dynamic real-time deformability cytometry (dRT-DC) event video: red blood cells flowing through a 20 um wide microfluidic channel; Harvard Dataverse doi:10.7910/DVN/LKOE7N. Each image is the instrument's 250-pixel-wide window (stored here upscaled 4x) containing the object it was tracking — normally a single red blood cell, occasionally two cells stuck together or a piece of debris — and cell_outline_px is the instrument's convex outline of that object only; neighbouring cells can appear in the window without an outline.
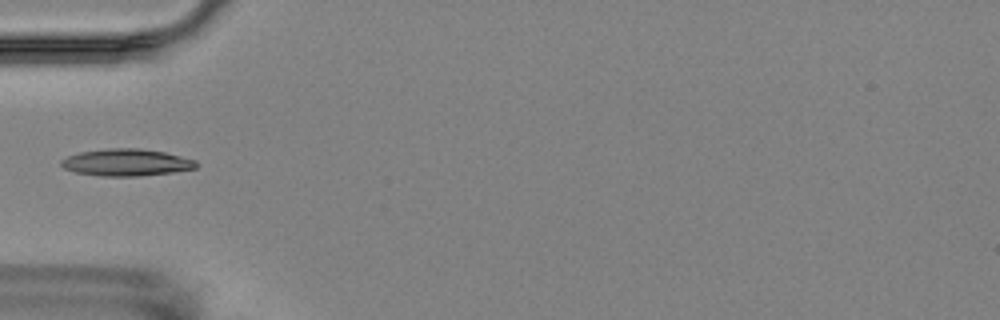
{"species": "Egyptian fruit bat (a non-hibernating species)", "species_latin": "Rousettus aegyptiacus", "temperature_condition": "room temperature", "stored_images_in_passage": 7, "camera_frame_rate_fps": 3000, "um_per_image_px": 0.085, "animal": {"sex": "female"}, "frame": {"image": 1, "passage_image": 3, "time_ms": 3.333, "image_size_px": [1000, 320], "cell_outline_px": [[200, 164], [196, 168], [172, 172], [140, 176], [100, 176], [76, 172], [64, 168], [60, 164], [60, 160], [68, 156], [80, 152], [108, 148], [140, 148], [164, 152], [196, 160]], "centroid_in_image_um": [10.75, 13.8], "position_along_channel_um": 74.2, "area_um2": 21.27}}
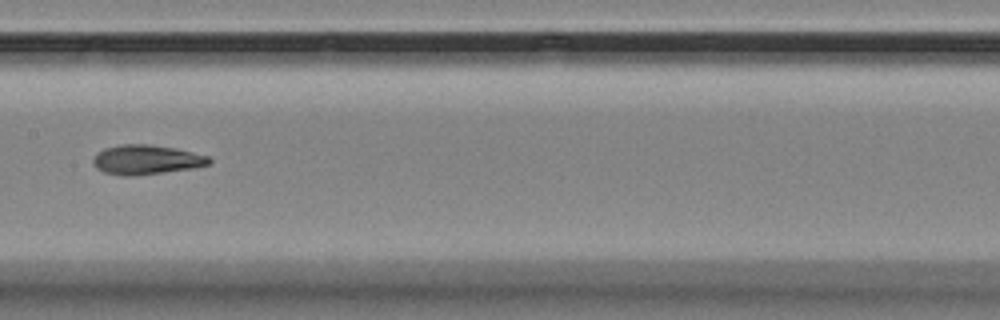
{"frame": {"image": 2, "passage_image": 6, "time_ms": 6.667, "image_size_px": [1000, 320], "cell_outline_px": [[212, 164], [196, 168], [132, 176], [120, 176], [104, 172], [96, 168], [92, 164], [92, 160], [96, 152], [104, 148], [124, 144], [148, 144], [176, 148], [208, 156], [212, 160]], "centroid_in_image_um": [12.43, 13.58], "position_along_channel_um": 195.0, "area_um2": 20.23}}
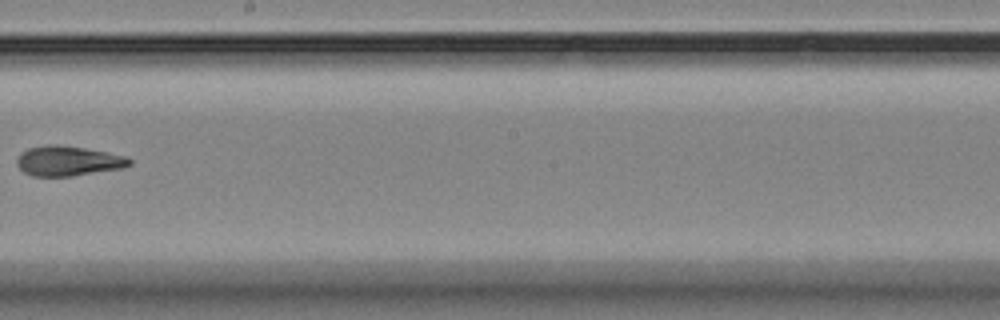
{"frame": {"image": 3, "passage_image": 7, "time_ms": 8.0, "image_size_px": [1000, 320], "cell_outline_px": [[132, 164], [124, 168], [72, 176], [32, 176], [24, 172], [16, 164], [16, 160], [20, 152], [28, 148], [48, 144], [56, 144], [84, 148], [108, 152], [128, 156], [132, 160]], "centroid_in_image_um": [5.81, 13.67], "position_along_channel_um": 242.4, "area_um2": 19.88}}